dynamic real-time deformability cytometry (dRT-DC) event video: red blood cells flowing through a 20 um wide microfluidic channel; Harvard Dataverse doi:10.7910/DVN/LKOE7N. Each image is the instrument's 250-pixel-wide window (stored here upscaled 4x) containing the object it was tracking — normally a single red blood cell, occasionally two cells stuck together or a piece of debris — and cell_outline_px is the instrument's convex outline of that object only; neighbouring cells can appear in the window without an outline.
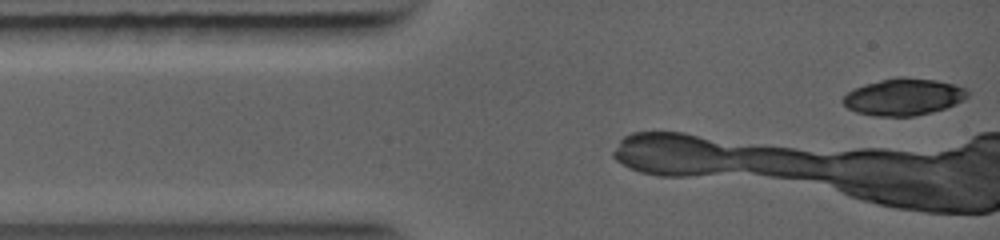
{"species": "common noctule bat (a hibernating species)", "species_latin": "Nyctalus noctula", "temperature_condition": "warm", "stored_images_in_passage": 8, "camera_frame_rate_fps": 5000, "um_per_image_px": 0.085, "animal": {"sex": "female", "body_mass_g": 19.0, "forearm_length_mm": 56.7}, "frame": {"image": 1, "passage_image": 1, "time_ms": 0.0, "image_size_px": [1000, 240], "cell_outline_px": [[968, 96], [964, 100], [956, 104], [932, 112], [916, 116], [872, 116], [856, 112], [848, 108], [840, 100], [848, 92], [856, 88], [868, 84], [884, 80], [932, 80], [952, 84], [964, 88], [968, 92]], "centroid_in_image_um": [76.79, 8.3], "position_along_channel_um": 8.2, "area_um2": 25.72}}
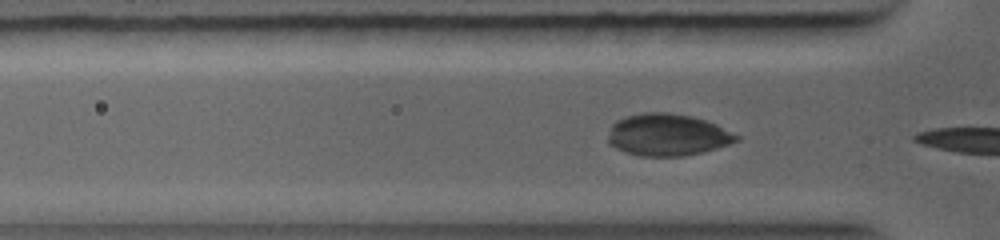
{"frame": {"image": 2, "passage_image": 7, "time_ms": 1.2, "image_size_px": [1000, 240], "cell_outline_px": [[740, 140], [704, 152], [684, 156], [636, 156], [616, 148], [608, 144], [608, 136], [612, 124], [628, 116], [688, 116], [704, 120], [716, 124], [740, 136]], "centroid_in_image_um": [56.77, 11.55], "position_along_channel_um": 69.0, "area_um2": 30.06}}